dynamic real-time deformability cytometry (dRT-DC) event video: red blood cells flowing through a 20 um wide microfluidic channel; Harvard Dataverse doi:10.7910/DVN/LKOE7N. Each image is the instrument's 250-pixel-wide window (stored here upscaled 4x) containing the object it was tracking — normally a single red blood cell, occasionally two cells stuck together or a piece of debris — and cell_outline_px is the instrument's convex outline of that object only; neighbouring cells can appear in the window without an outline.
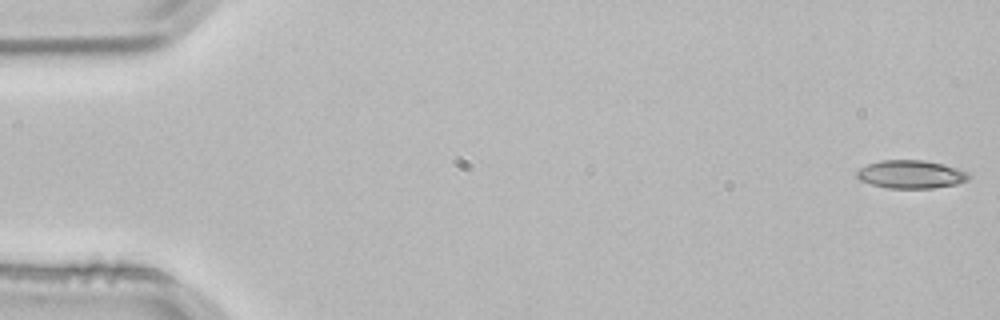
{"species": "common noctule bat (a hibernating species)", "species_latin": "Nyctalus noctula", "temperature_condition": "room temperature", "stored_images_in_passage": 4, "camera_frame_rate_fps": 3000, "um_per_image_px": 0.085, "animal": {"sex": "male", "body_mass_g": 21.5, "forearm_length_mm": 52.0}, "frame": {"image": 1, "passage_image": 1, "time_ms": 0.0, "image_size_px": [1000, 320], "cell_outline_px": [[972, 176], [968, 180], [956, 184], [932, 188], [888, 188], [872, 184], [860, 180], [856, 176], [856, 172], [860, 168], [868, 164], [880, 160], [924, 160], [944, 164], [968, 172]], "centroid_in_image_um": [77.45, 14.81], "position_along_channel_um": 7.6, "area_um2": 18.38}}